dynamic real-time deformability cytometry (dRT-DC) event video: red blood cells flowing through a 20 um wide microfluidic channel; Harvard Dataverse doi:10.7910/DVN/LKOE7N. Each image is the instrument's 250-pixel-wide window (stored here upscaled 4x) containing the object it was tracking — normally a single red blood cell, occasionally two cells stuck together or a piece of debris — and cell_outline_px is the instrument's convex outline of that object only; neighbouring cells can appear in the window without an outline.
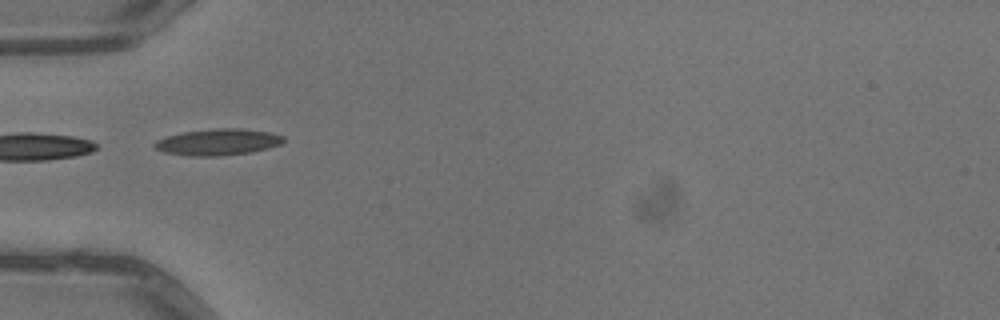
{"species": "common noctule bat (a hibernating species)", "species_latin": "Nyctalus noctula", "temperature_condition": "warm", "stored_images_in_passage": 1, "camera_frame_rate_fps": 3000, "um_per_image_px": 0.085, "animal": {"sex": "male", "body_mass_g": 13.3}, "frame": {"image": 1, "passage_image": 1, "time_ms": 0.0, "image_size_px": [1000, 320], "cell_outline_px": [[284, 140], [280, 144], [268, 148], [252, 152], [216, 156], [188, 156], [164, 152], [156, 148], [152, 144], [156, 140], [168, 136], [184, 132], [212, 128], [240, 128], [268, 132], [284, 136]], "centroid_in_image_um": [18.51, 12.07], "position_along_channel_um": 66.5, "area_um2": 19.77}}